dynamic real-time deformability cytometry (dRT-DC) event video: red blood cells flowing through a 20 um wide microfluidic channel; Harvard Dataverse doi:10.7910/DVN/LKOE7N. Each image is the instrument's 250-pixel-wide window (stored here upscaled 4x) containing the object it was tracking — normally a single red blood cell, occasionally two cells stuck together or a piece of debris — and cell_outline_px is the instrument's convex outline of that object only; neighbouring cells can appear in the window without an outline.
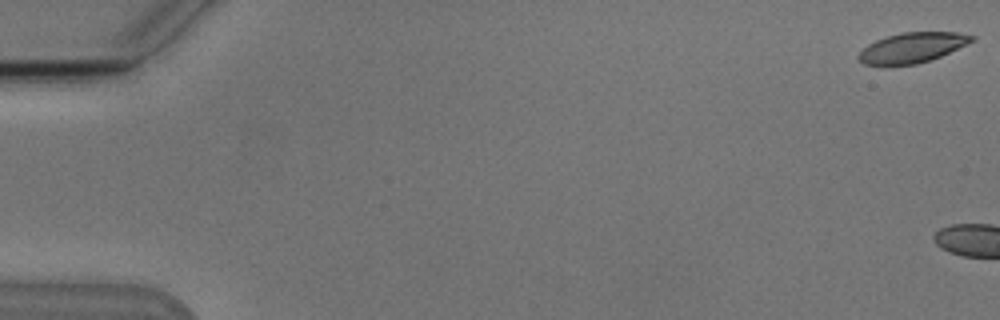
{"species": "Egyptian fruit bat (a non-hibernating species)", "species_latin": "Rousettus aegyptiacus", "temperature_condition": "cold", "stored_images_in_passage": 7, "camera_frame_rate_fps": 3000, "um_per_image_px": 0.085, "animal": {"sex": "male"}, "frame": {"image": 1, "passage_image": 1, "time_ms": 0.0, "image_size_px": [1000, 320], "cell_outline_px": [[976, 40], [940, 56], [916, 64], [864, 64], [856, 56], [868, 44], [876, 40], [900, 32], [956, 32], [976, 36]], "centroid_in_image_um": [77.57, 4.03], "position_along_channel_um": 7.4, "area_um2": 19.54}}